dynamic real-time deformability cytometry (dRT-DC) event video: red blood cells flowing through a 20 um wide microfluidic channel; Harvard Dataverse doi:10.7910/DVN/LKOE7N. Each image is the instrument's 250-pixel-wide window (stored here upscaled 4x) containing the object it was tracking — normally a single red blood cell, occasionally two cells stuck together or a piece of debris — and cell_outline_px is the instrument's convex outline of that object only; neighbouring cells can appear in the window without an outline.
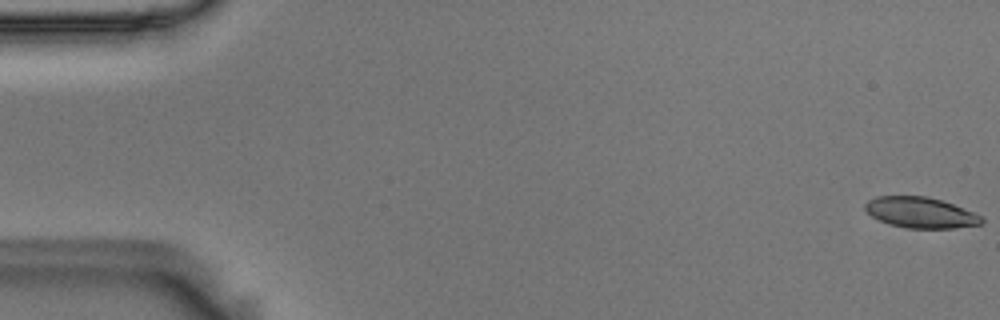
{"species": "Egyptian fruit bat (a non-hibernating species)", "species_latin": "Rousettus aegyptiacus", "temperature_condition": "room temperature", "stored_images_in_passage": 56, "camera_frame_rate_fps": 3000, "um_per_image_px": 0.085, "animal": {"sex": "male"}, "frame": {"image": 1, "passage_image": 1, "time_ms": 0.0, "image_size_px": [1000, 320], "cell_outline_px": [[984, 220], [980, 224], [952, 228], [908, 228], [888, 224], [872, 216], [864, 208], [864, 204], [868, 200], [876, 196], [924, 196], [940, 200], [952, 204], [972, 212], [980, 216]], "centroid_in_image_um": [78.2, 18.07], "position_along_channel_um": 6.8, "area_um2": 20.58}}
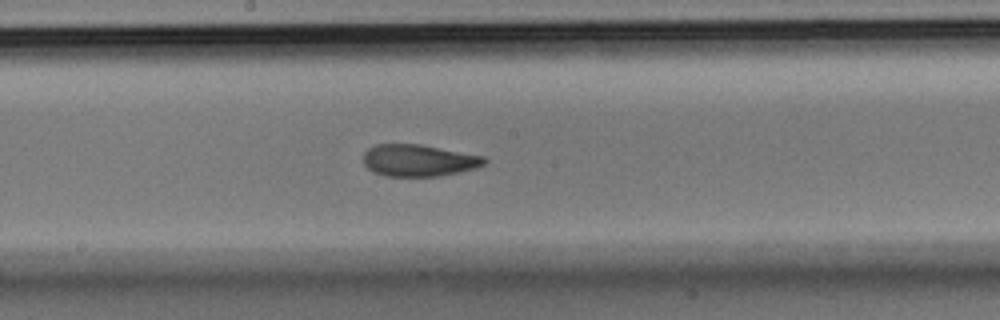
{"frame": {"image": 2, "passage_image": 30, "time_ms": 9.667, "image_size_px": [1000, 320], "cell_outline_px": [[488, 160], [484, 164], [476, 168], [440, 176], [388, 176], [372, 172], [364, 164], [364, 152], [368, 148], [376, 144], [420, 144], [484, 156]], "centroid_in_image_um": [35.58, 13.63], "position_along_channel_um": 212.6, "area_um2": 22.48}}
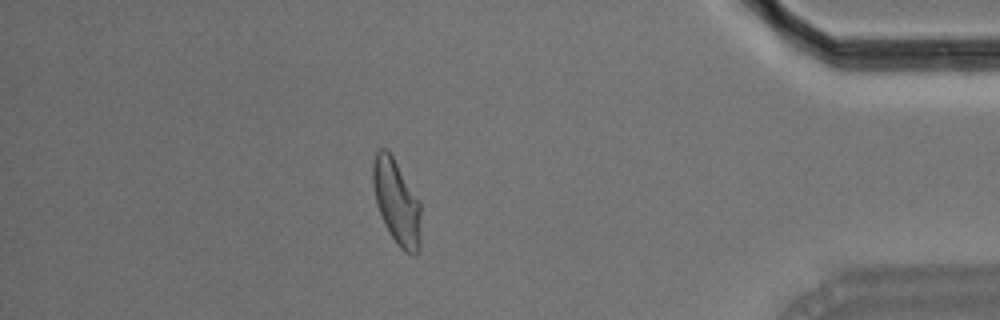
{"frame": {"image": 3, "passage_image": 49, "time_ms": 16.0, "image_size_px": [1000, 320], "cell_outline_px": [[420, 248], [416, 256], [412, 256], [404, 252], [396, 244], [384, 224], [376, 200], [372, 184], [372, 164], [376, 152], [380, 148], [384, 148], [392, 156], [420, 204]], "centroid_in_image_um": [33.7, 17.24], "position_along_channel_um": 401.5, "area_um2": 23.41}, "authors_computed_cell_mechanics": {"area_um2": 22.8599, "velocity_mm_per_s": 3.616, "shape_relaxation_time_tau1_ms": 5.5269, "shape_relaxation_time_tau2_ms": 2.414, "deformation_change_tau1": 0.1668, "deformation_change_tau2": 0.0901}}